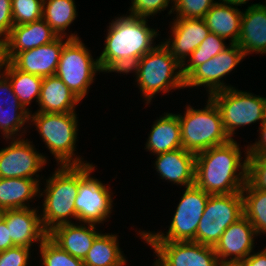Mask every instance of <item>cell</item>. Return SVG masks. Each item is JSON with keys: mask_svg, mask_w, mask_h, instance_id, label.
Returning a JSON list of instances; mask_svg holds the SVG:
<instances>
[{"mask_svg": "<svg viewBox=\"0 0 266 266\" xmlns=\"http://www.w3.org/2000/svg\"><path fill=\"white\" fill-rule=\"evenodd\" d=\"M259 126L260 127L257 130V132H259L258 140L256 138V141L254 143L247 145L248 155L266 153V119Z\"/></svg>", "mask_w": 266, "mask_h": 266, "instance_id": "60d3db41", "label": "cell"}, {"mask_svg": "<svg viewBox=\"0 0 266 266\" xmlns=\"http://www.w3.org/2000/svg\"><path fill=\"white\" fill-rule=\"evenodd\" d=\"M81 39H69L64 44L55 75L82 101L95 84L96 75L103 72L98 57L94 59Z\"/></svg>", "mask_w": 266, "mask_h": 266, "instance_id": "30bf717a", "label": "cell"}, {"mask_svg": "<svg viewBox=\"0 0 266 266\" xmlns=\"http://www.w3.org/2000/svg\"><path fill=\"white\" fill-rule=\"evenodd\" d=\"M243 10L238 6L216 2L203 18L211 33L229 40L230 44H237Z\"/></svg>", "mask_w": 266, "mask_h": 266, "instance_id": "484cf974", "label": "cell"}, {"mask_svg": "<svg viewBox=\"0 0 266 266\" xmlns=\"http://www.w3.org/2000/svg\"><path fill=\"white\" fill-rule=\"evenodd\" d=\"M203 108L185 105L182 113H177L181 126L182 148L197 154L231 139L224 130L220 111L210 96Z\"/></svg>", "mask_w": 266, "mask_h": 266, "instance_id": "8992f818", "label": "cell"}, {"mask_svg": "<svg viewBox=\"0 0 266 266\" xmlns=\"http://www.w3.org/2000/svg\"><path fill=\"white\" fill-rule=\"evenodd\" d=\"M130 73L133 77L135 75V87H138L144 105L152 104L158 93L169 95L170 92L185 89L182 65L162 42L141 57L126 75Z\"/></svg>", "mask_w": 266, "mask_h": 266, "instance_id": "3957f363", "label": "cell"}, {"mask_svg": "<svg viewBox=\"0 0 266 266\" xmlns=\"http://www.w3.org/2000/svg\"><path fill=\"white\" fill-rule=\"evenodd\" d=\"M217 105L224 130L231 140L239 128L254 123L262 124L266 119V97L236 87L220 90L210 95Z\"/></svg>", "mask_w": 266, "mask_h": 266, "instance_id": "ba28073f", "label": "cell"}, {"mask_svg": "<svg viewBox=\"0 0 266 266\" xmlns=\"http://www.w3.org/2000/svg\"><path fill=\"white\" fill-rule=\"evenodd\" d=\"M13 246H15V245L12 243V240L9 237V232H8V228L6 226V222L3 221L0 224V251L7 250Z\"/></svg>", "mask_w": 266, "mask_h": 266, "instance_id": "7bdbcfd3", "label": "cell"}, {"mask_svg": "<svg viewBox=\"0 0 266 266\" xmlns=\"http://www.w3.org/2000/svg\"><path fill=\"white\" fill-rule=\"evenodd\" d=\"M154 253L152 266H221L212 246L193 241H145Z\"/></svg>", "mask_w": 266, "mask_h": 266, "instance_id": "4fadbf2b", "label": "cell"}, {"mask_svg": "<svg viewBox=\"0 0 266 266\" xmlns=\"http://www.w3.org/2000/svg\"><path fill=\"white\" fill-rule=\"evenodd\" d=\"M6 210L3 208H0V224L4 221Z\"/></svg>", "mask_w": 266, "mask_h": 266, "instance_id": "f6af8a7d", "label": "cell"}, {"mask_svg": "<svg viewBox=\"0 0 266 266\" xmlns=\"http://www.w3.org/2000/svg\"><path fill=\"white\" fill-rule=\"evenodd\" d=\"M242 266H266V246L253 251L241 263Z\"/></svg>", "mask_w": 266, "mask_h": 266, "instance_id": "b9f144b4", "label": "cell"}, {"mask_svg": "<svg viewBox=\"0 0 266 266\" xmlns=\"http://www.w3.org/2000/svg\"><path fill=\"white\" fill-rule=\"evenodd\" d=\"M32 252L31 248L24 246H13L0 251V266H31Z\"/></svg>", "mask_w": 266, "mask_h": 266, "instance_id": "f35d334b", "label": "cell"}, {"mask_svg": "<svg viewBox=\"0 0 266 266\" xmlns=\"http://www.w3.org/2000/svg\"><path fill=\"white\" fill-rule=\"evenodd\" d=\"M118 233H103L95 238L83 259L85 266H126L128 257L119 247Z\"/></svg>", "mask_w": 266, "mask_h": 266, "instance_id": "4316f807", "label": "cell"}, {"mask_svg": "<svg viewBox=\"0 0 266 266\" xmlns=\"http://www.w3.org/2000/svg\"><path fill=\"white\" fill-rule=\"evenodd\" d=\"M43 179L0 178V208L5 210L30 208L39 198ZM36 197V199H35Z\"/></svg>", "mask_w": 266, "mask_h": 266, "instance_id": "d4e9b609", "label": "cell"}, {"mask_svg": "<svg viewBox=\"0 0 266 266\" xmlns=\"http://www.w3.org/2000/svg\"><path fill=\"white\" fill-rule=\"evenodd\" d=\"M170 21L169 37L163 39L162 44L171 55L182 65L190 54L210 34L203 18H175Z\"/></svg>", "mask_w": 266, "mask_h": 266, "instance_id": "5bb4252c", "label": "cell"}, {"mask_svg": "<svg viewBox=\"0 0 266 266\" xmlns=\"http://www.w3.org/2000/svg\"><path fill=\"white\" fill-rule=\"evenodd\" d=\"M241 193L244 216L254 227L257 236H266V190L254 188L247 181Z\"/></svg>", "mask_w": 266, "mask_h": 266, "instance_id": "f546056e", "label": "cell"}, {"mask_svg": "<svg viewBox=\"0 0 266 266\" xmlns=\"http://www.w3.org/2000/svg\"><path fill=\"white\" fill-rule=\"evenodd\" d=\"M204 87L207 96L218 91V66L216 56L199 65L186 79L185 89Z\"/></svg>", "mask_w": 266, "mask_h": 266, "instance_id": "1f68e13d", "label": "cell"}, {"mask_svg": "<svg viewBox=\"0 0 266 266\" xmlns=\"http://www.w3.org/2000/svg\"><path fill=\"white\" fill-rule=\"evenodd\" d=\"M148 21L126 13L108 23L103 51L98 56L103 74L126 75L141 57L159 44L155 41L161 36L159 28L150 26Z\"/></svg>", "mask_w": 266, "mask_h": 266, "instance_id": "6da1fadb", "label": "cell"}, {"mask_svg": "<svg viewBox=\"0 0 266 266\" xmlns=\"http://www.w3.org/2000/svg\"><path fill=\"white\" fill-rule=\"evenodd\" d=\"M244 10L237 45L246 57L254 53L266 55V2L251 3Z\"/></svg>", "mask_w": 266, "mask_h": 266, "instance_id": "44dd1931", "label": "cell"}, {"mask_svg": "<svg viewBox=\"0 0 266 266\" xmlns=\"http://www.w3.org/2000/svg\"><path fill=\"white\" fill-rule=\"evenodd\" d=\"M247 181L254 188L266 190V153L248 155Z\"/></svg>", "mask_w": 266, "mask_h": 266, "instance_id": "74e56055", "label": "cell"}, {"mask_svg": "<svg viewBox=\"0 0 266 266\" xmlns=\"http://www.w3.org/2000/svg\"><path fill=\"white\" fill-rule=\"evenodd\" d=\"M38 246L40 266H85L82 259L73 257L60 248L48 236Z\"/></svg>", "mask_w": 266, "mask_h": 266, "instance_id": "d6a6232c", "label": "cell"}, {"mask_svg": "<svg viewBox=\"0 0 266 266\" xmlns=\"http://www.w3.org/2000/svg\"><path fill=\"white\" fill-rule=\"evenodd\" d=\"M42 181L39 199L43 197L42 206H38L41 223L48 233L54 227L74 223L76 220L75 199L78 194L79 165L55 167L54 172ZM43 190V191H42ZM42 207V208H41Z\"/></svg>", "mask_w": 266, "mask_h": 266, "instance_id": "277c9868", "label": "cell"}, {"mask_svg": "<svg viewBox=\"0 0 266 266\" xmlns=\"http://www.w3.org/2000/svg\"><path fill=\"white\" fill-rule=\"evenodd\" d=\"M97 225L68 223L54 227L48 237L73 257L84 259L95 238L102 232Z\"/></svg>", "mask_w": 266, "mask_h": 266, "instance_id": "7402d4cb", "label": "cell"}, {"mask_svg": "<svg viewBox=\"0 0 266 266\" xmlns=\"http://www.w3.org/2000/svg\"><path fill=\"white\" fill-rule=\"evenodd\" d=\"M221 266H242V265L240 263H237V264H224Z\"/></svg>", "mask_w": 266, "mask_h": 266, "instance_id": "bcb514c9", "label": "cell"}, {"mask_svg": "<svg viewBox=\"0 0 266 266\" xmlns=\"http://www.w3.org/2000/svg\"><path fill=\"white\" fill-rule=\"evenodd\" d=\"M215 0H174L175 18H204L216 3Z\"/></svg>", "mask_w": 266, "mask_h": 266, "instance_id": "8d00e7d4", "label": "cell"}, {"mask_svg": "<svg viewBox=\"0 0 266 266\" xmlns=\"http://www.w3.org/2000/svg\"><path fill=\"white\" fill-rule=\"evenodd\" d=\"M97 166L92 163L79 165L78 194L75 199L76 221L93 225L109 222L114 202L110 184L92 176ZM109 219V220H108Z\"/></svg>", "mask_w": 266, "mask_h": 266, "instance_id": "9c48e42d", "label": "cell"}, {"mask_svg": "<svg viewBox=\"0 0 266 266\" xmlns=\"http://www.w3.org/2000/svg\"><path fill=\"white\" fill-rule=\"evenodd\" d=\"M25 138L4 139L9 145L0 148V178L44 179L39 174L50 159Z\"/></svg>", "mask_w": 266, "mask_h": 266, "instance_id": "7c38bea8", "label": "cell"}, {"mask_svg": "<svg viewBox=\"0 0 266 266\" xmlns=\"http://www.w3.org/2000/svg\"><path fill=\"white\" fill-rule=\"evenodd\" d=\"M184 190V191H183ZM182 190V196L170 220L167 232L137 231L139 239L144 241H193L195 242L197 227L205 210L209 194L196 185ZM166 233V234H165Z\"/></svg>", "mask_w": 266, "mask_h": 266, "instance_id": "52a82bcc", "label": "cell"}, {"mask_svg": "<svg viewBox=\"0 0 266 266\" xmlns=\"http://www.w3.org/2000/svg\"><path fill=\"white\" fill-rule=\"evenodd\" d=\"M250 0H218L217 2L222 4L234 5V6H243L247 4Z\"/></svg>", "mask_w": 266, "mask_h": 266, "instance_id": "ee69618b", "label": "cell"}, {"mask_svg": "<svg viewBox=\"0 0 266 266\" xmlns=\"http://www.w3.org/2000/svg\"><path fill=\"white\" fill-rule=\"evenodd\" d=\"M82 102L73 92L56 76L43 77L40 97L35 112L42 113H68L77 112V106ZM39 108V109H38Z\"/></svg>", "mask_w": 266, "mask_h": 266, "instance_id": "cb8c5ba5", "label": "cell"}, {"mask_svg": "<svg viewBox=\"0 0 266 266\" xmlns=\"http://www.w3.org/2000/svg\"><path fill=\"white\" fill-rule=\"evenodd\" d=\"M246 58L242 49L237 44H230L216 55L218 66V91L235 87L224 80Z\"/></svg>", "mask_w": 266, "mask_h": 266, "instance_id": "836d02e7", "label": "cell"}, {"mask_svg": "<svg viewBox=\"0 0 266 266\" xmlns=\"http://www.w3.org/2000/svg\"><path fill=\"white\" fill-rule=\"evenodd\" d=\"M77 112L68 113H42L31 111L29 127L40 135L51 156L53 155L56 165H85V161L77 152V141L79 132V120ZM76 151V153H75ZM81 156V157H80Z\"/></svg>", "mask_w": 266, "mask_h": 266, "instance_id": "5b68a950", "label": "cell"}, {"mask_svg": "<svg viewBox=\"0 0 266 266\" xmlns=\"http://www.w3.org/2000/svg\"><path fill=\"white\" fill-rule=\"evenodd\" d=\"M13 26L12 0H0V44L9 36Z\"/></svg>", "mask_w": 266, "mask_h": 266, "instance_id": "ab89813d", "label": "cell"}, {"mask_svg": "<svg viewBox=\"0 0 266 266\" xmlns=\"http://www.w3.org/2000/svg\"><path fill=\"white\" fill-rule=\"evenodd\" d=\"M229 45L230 43L227 44L226 39L210 32L206 39L182 64V74L184 79H186L199 65L210 60L212 57H215Z\"/></svg>", "mask_w": 266, "mask_h": 266, "instance_id": "4dcf8cb0", "label": "cell"}, {"mask_svg": "<svg viewBox=\"0 0 266 266\" xmlns=\"http://www.w3.org/2000/svg\"><path fill=\"white\" fill-rule=\"evenodd\" d=\"M257 235L250 221L243 215L231 224L213 247L221 265L241 263L254 251Z\"/></svg>", "mask_w": 266, "mask_h": 266, "instance_id": "9a60e30c", "label": "cell"}, {"mask_svg": "<svg viewBox=\"0 0 266 266\" xmlns=\"http://www.w3.org/2000/svg\"><path fill=\"white\" fill-rule=\"evenodd\" d=\"M4 221L15 246L32 249L48 236L42 226L38 206L6 210Z\"/></svg>", "mask_w": 266, "mask_h": 266, "instance_id": "ac0fdd59", "label": "cell"}, {"mask_svg": "<svg viewBox=\"0 0 266 266\" xmlns=\"http://www.w3.org/2000/svg\"><path fill=\"white\" fill-rule=\"evenodd\" d=\"M0 71L9 79L20 103L31 113V103L39 101L43 77L20 71L10 61L0 60Z\"/></svg>", "mask_w": 266, "mask_h": 266, "instance_id": "83f0119b", "label": "cell"}, {"mask_svg": "<svg viewBox=\"0 0 266 266\" xmlns=\"http://www.w3.org/2000/svg\"><path fill=\"white\" fill-rule=\"evenodd\" d=\"M29 117L30 112L20 103L9 79L0 71V137H25L29 132Z\"/></svg>", "mask_w": 266, "mask_h": 266, "instance_id": "e0dca14e", "label": "cell"}, {"mask_svg": "<svg viewBox=\"0 0 266 266\" xmlns=\"http://www.w3.org/2000/svg\"><path fill=\"white\" fill-rule=\"evenodd\" d=\"M179 148L182 141L178 115L165 111L153 122L144 149L155 156Z\"/></svg>", "mask_w": 266, "mask_h": 266, "instance_id": "603a6c76", "label": "cell"}, {"mask_svg": "<svg viewBox=\"0 0 266 266\" xmlns=\"http://www.w3.org/2000/svg\"><path fill=\"white\" fill-rule=\"evenodd\" d=\"M76 7L75 0H43L42 18L58 36L80 38L77 31L72 33L68 30L78 17Z\"/></svg>", "mask_w": 266, "mask_h": 266, "instance_id": "f1b7e54d", "label": "cell"}, {"mask_svg": "<svg viewBox=\"0 0 266 266\" xmlns=\"http://www.w3.org/2000/svg\"><path fill=\"white\" fill-rule=\"evenodd\" d=\"M68 40L58 36L48 44L19 52L10 62L26 73L41 77L55 75L63 46Z\"/></svg>", "mask_w": 266, "mask_h": 266, "instance_id": "d6986e66", "label": "cell"}, {"mask_svg": "<svg viewBox=\"0 0 266 266\" xmlns=\"http://www.w3.org/2000/svg\"><path fill=\"white\" fill-rule=\"evenodd\" d=\"M127 14L135 17L154 19V16L170 7L168 15H171L174 8V0H131ZM171 4V5H170ZM153 17V18H152Z\"/></svg>", "mask_w": 266, "mask_h": 266, "instance_id": "d590c367", "label": "cell"}, {"mask_svg": "<svg viewBox=\"0 0 266 266\" xmlns=\"http://www.w3.org/2000/svg\"><path fill=\"white\" fill-rule=\"evenodd\" d=\"M57 37L43 18L23 25H14L9 36L0 44V60L11 61L19 52L48 44Z\"/></svg>", "mask_w": 266, "mask_h": 266, "instance_id": "2e32d148", "label": "cell"}, {"mask_svg": "<svg viewBox=\"0 0 266 266\" xmlns=\"http://www.w3.org/2000/svg\"><path fill=\"white\" fill-rule=\"evenodd\" d=\"M243 215L241 192L209 195L197 227L195 242L214 247L222 233Z\"/></svg>", "mask_w": 266, "mask_h": 266, "instance_id": "8fae6325", "label": "cell"}, {"mask_svg": "<svg viewBox=\"0 0 266 266\" xmlns=\"http://www.w3.org/2000/svg\"><path fill=\"white\" fill-rule=\"evenodd\" d=\"M241 149L239 142L233 139L197 153L195 185L209 195L241 192L247 182V145Z\"/></svg>", "mask_w": 266, "mask_h": 266, "instance_id": "7a4b0ae2", "label": "cell"}, {"mask_svg": "<svg viewBox=\"0 0 266 266\" xmlns=\"http://www.w3.org/2000/svg\"><path fill=\"white\" fill-rule=\"evenodd\" d=\"M153 163L158 178L186 188L195 185L196 154L183 148L164 152L155 156Z\"/></svg>", "mask_w": 266, "mask_h": 266, "instance_id": "ffe728a7", "label": "cell"}, {"mask_svg": "<svg viewBox=\"0 0 266 266\" xmlns=\"http://www.w3.org/2000/svg\"><path fill=\"white\" fill-rule=\"evenodd\" d=\"M43 0H12L14 25H23L42 19Z\"/></svg>", "mask_w": 266, "mask_h": 266, "instance_id": "e575fe53", "label": "cell"}]
</instances>
